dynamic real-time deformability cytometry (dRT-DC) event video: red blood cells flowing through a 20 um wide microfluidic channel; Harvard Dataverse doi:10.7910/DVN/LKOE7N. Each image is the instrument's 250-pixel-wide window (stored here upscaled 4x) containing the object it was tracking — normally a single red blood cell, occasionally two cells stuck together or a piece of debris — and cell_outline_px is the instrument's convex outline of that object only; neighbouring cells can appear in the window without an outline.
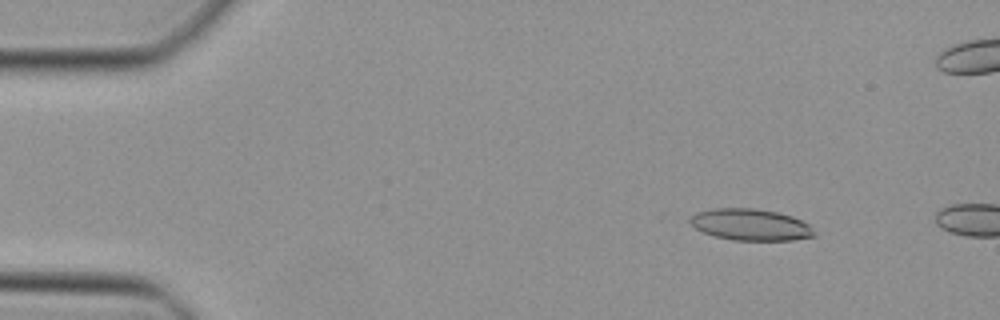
{"species": "Egyptian fruit bat (a non-hibernating species)", "species_latin": "Rousettus aegyptiacus", "temperature_condition": "cold", "stored_images_in_passage": 26, "camera_frame_rate_fps": 3000, "um_per_image_px": 0.085, "animal": {"sex": "female"}, "frame": {"image": 1, "passage_image": 5, "time_ms": 1.333, "image_size_px": [1000, 320], "cell_outline_px": [[816, 236], [792, 240], [732, 240], [716, 236], [704, 232], [696, 228], [688, 220], [688, 216], [696, 212], [716, 208], [752, 208], [776, 212], [792, 216], [808, 224], [812, 228]], "centroid_in_image_um": [63.78, 19.09], "position_along_channel_um": 21.2, "area_um2": 22.72}}
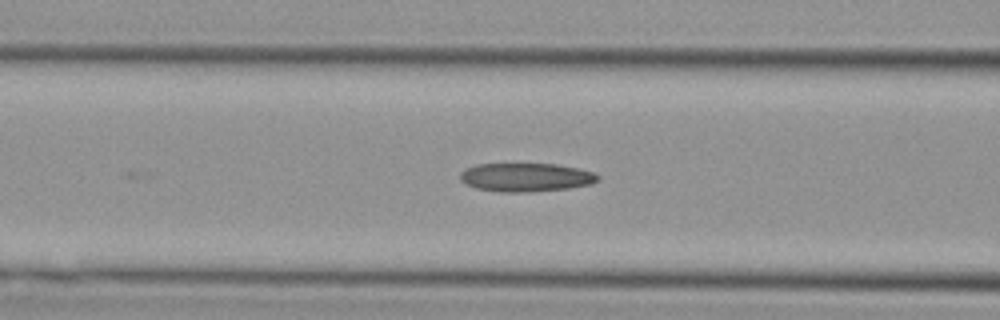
{"frame": {"image": 2, "passage_image": 18, "time_ms": 5.667, "image_size_px": [1000, 320], "cell_outline_px": [[600, 180], [592, 184], [568, 188], [532, 192], [500, 192], [476, 188], [464, 184], [460, 180], [460, 172], [464, 168], [476, 164], [556, 164], [596, 172], [600, 176]], "centroid_in_image_um": [44.7, 15.07], "position_along_channel_um": 121.9, "area_um2": 23.24}}
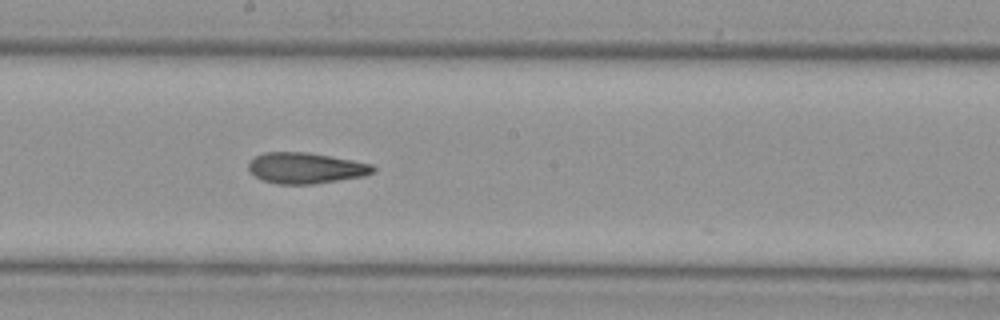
{"frame": {"image": 3, "passage_image": 25, "time_ms": 8.0, "image_size_px": [1000, 320], "cell_outline_px": [[376, 168], [372, 172], [364, 176], [312, 184], [280, 184], [264, 180], [256, 176], [248, 168], [248, 160], [264, 152], [308, 152], [332, 156], [372, 164]], "centroid_in_image_um": [25.98, 14.27], "position_along_channel_um": 222.2, "area_um2": 22.31}}